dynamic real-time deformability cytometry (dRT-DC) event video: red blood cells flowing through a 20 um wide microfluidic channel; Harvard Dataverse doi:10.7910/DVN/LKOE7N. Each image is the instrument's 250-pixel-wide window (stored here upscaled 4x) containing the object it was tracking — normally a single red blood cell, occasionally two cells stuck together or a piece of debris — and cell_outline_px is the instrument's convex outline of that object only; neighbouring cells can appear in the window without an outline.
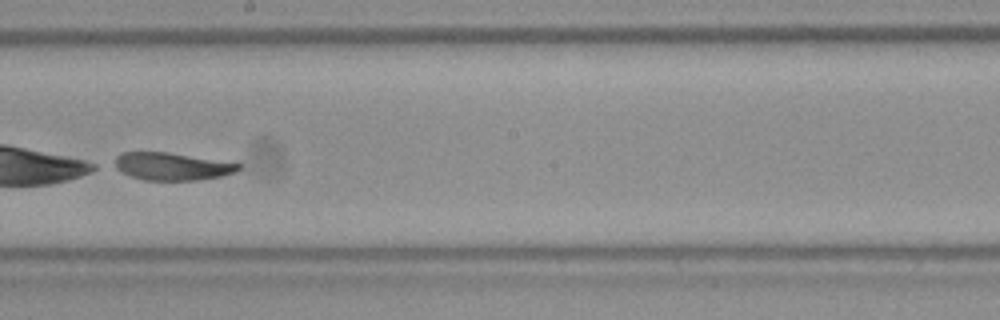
{"species": "Egyptian fruit bat (a non-hibernating species)", "species_latin": "Rousettus aegyptiacus", "temperature_condition": "room temperature", "stored_images_in_passage": 51, "camera_frame_rate_fps": 3000, "um_per_image_px": 0.085, "frame": {"image": 1, "passage_image": 30, "time_ms": 9.667, "image_size_px": [1000, 320], "cell_outline_px": [[244, 164], [236, 172], [220, 176], [196, 180], [144, 180], [132, 176], [108, 164], [120, 152], [168, 152]], "centroid_in_image_um": [14.57, 14.13], "position_along_channel_um": 233.6, "area_um2": 20.06}}